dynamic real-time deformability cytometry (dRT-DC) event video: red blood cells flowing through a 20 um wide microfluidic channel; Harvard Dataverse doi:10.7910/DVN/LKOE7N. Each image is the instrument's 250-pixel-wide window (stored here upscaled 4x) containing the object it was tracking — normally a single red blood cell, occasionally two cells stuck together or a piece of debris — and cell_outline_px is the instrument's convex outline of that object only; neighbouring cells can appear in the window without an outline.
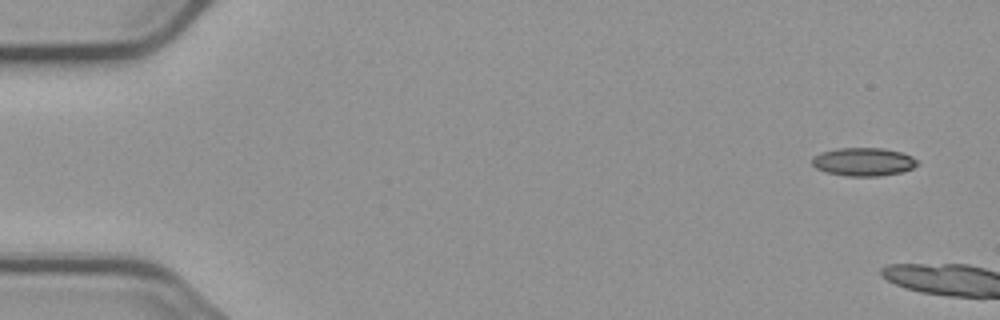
{"species": "common noctule bat (a hibernating species)", "species_latin": "Nyctalus noctula", "temperature_condition": "cold", "stored_images_in_passage": 2, "camera_frame_rate_fps": 3000, "um_per_image_px": 0.085, "animal": {"sex": "male", "body_mass_g": 23.1, "forearm_length_mm": 52.7}, "frame": {"image": 1, "passage_image": 1, "time_ms": 0.0, "image_size_px": [1000, 320], "cell_outline_px": [[920, 164], [912, 168], [900, 172], [880, 176], [848, 176], [824, 172], [816, 168], [812, 164], [812, 156], [820, 152], [836, 148], [884, 148], [900, 152], [912, 156]], "centroid_in_image_um": [73.36, 13.75], "position_along_channel_um": 11.6, "area_um2": 17.46}}